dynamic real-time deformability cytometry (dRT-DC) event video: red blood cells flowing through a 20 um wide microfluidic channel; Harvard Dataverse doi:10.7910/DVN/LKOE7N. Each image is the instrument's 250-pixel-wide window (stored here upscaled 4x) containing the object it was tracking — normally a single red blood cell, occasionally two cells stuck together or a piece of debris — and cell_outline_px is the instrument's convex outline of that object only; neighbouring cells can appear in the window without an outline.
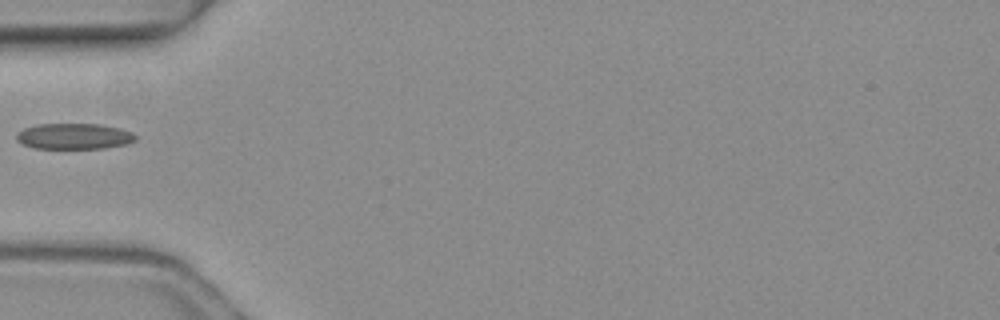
{"species": "common noctule bat (a hibernating species)", "species_latin": "Nyctalus noctula", "temperature_condition": "warm", "stored_images_in_passage": 4, "camera_frame_rate_fps": 3000, "um_per_image_px": 0.085, "animal": {"sex": "female", "body_mass_g": 19.3, "forearm_length_mm": 54.1}, "frame": {"image": 1, "passage_image": 4, "time_ms": 1.0, "image_size_px": [1000, 320], "cell_outline_px": [[136, 140], [128, 144], [104, 148], [32, 148], [16, 140], [16, 132], [24, 128], [36, 124], [100, 124], [120, 128], [132, 132], [136, 136]], "centroid_in_image_um": [6.29, 11.58], "position_along_channel_um": 78.7, "area_um2": 18.03}}